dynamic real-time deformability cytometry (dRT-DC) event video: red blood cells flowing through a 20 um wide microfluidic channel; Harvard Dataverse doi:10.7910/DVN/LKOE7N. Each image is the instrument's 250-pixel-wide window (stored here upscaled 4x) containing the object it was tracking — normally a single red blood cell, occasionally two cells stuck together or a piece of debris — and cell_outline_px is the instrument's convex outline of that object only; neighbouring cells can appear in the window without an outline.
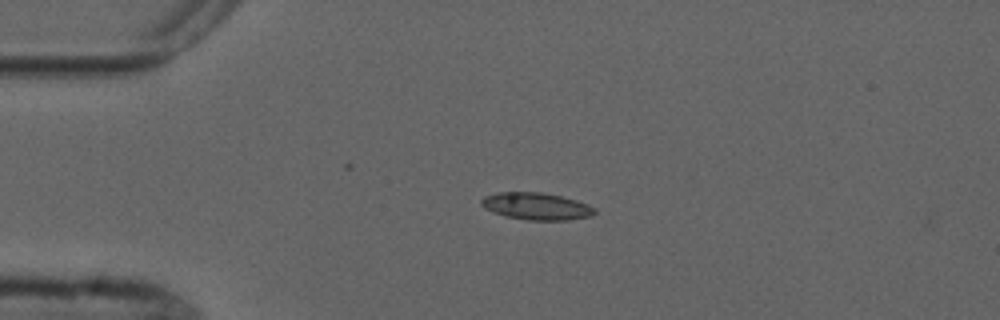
{"species": "common noctule bat (a hibernating species)", "species_latin": "Nyctalus noctula", "temperature_condition": "cold", "stored_images_in_passage": 5, "camera_frame_rate_fps": 3000, "um_per_image_px": 0.085, "animal": {"sex": "male", "forearm_length_mm": 52.5}, "frame": {"image": 1, "passage_image": 4, "time_ms": 3.667, "image_size_px": [1000, 320], "cell_outline_px": [[596, 212], [592, 216], [568, 220], [528, 220], [504, 216], [492, 212], [484, 208], [480, 204], [480, 200], [484, 196], [500, 192], [540, 192], [560, 196], [576, 200], [588, 204], [596, 208]], "centroid_in_image_um": [45.58, 17.53], "position_along_channel_um": 39.4, "area_um2": 18.03}}